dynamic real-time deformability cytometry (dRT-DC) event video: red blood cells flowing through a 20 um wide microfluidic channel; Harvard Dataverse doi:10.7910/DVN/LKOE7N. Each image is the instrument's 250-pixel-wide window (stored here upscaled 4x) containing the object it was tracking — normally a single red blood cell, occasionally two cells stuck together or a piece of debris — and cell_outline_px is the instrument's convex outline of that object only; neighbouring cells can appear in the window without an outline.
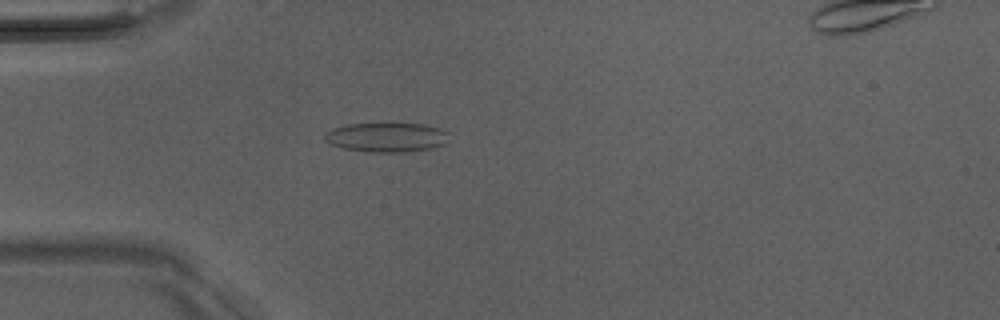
{"species": "Egyptian fruit bat (a non-hibernating species)", "species_latin": "Rousettus aegyptiacus", "temperature_condition": "room temperature", "stored_images_in_passage": 51, "segment_of_instrument_passage": [1, 2], "camera_frame_rate_fps": 3000, "um_per_image_px": 0.085, "animal": {"sex": "male"}, "frame": {"image": 1, "passage_image": 14, "time_ms": 4.333, "image_size_px": [1000, 320], "cell_outline_px": [[448, 132], [444, 144], [432, 148], [404, 152], [372, 152], [344, 148], [332, 144], [324, 140], [324, 132], [332, 128], [348, 124], [392, 120], [424, 124], [440, 128]], "centroid_in_image_um": [32.84, 11.6], "position_along_channel_um": 52.2, "area_um2": 22.2}}
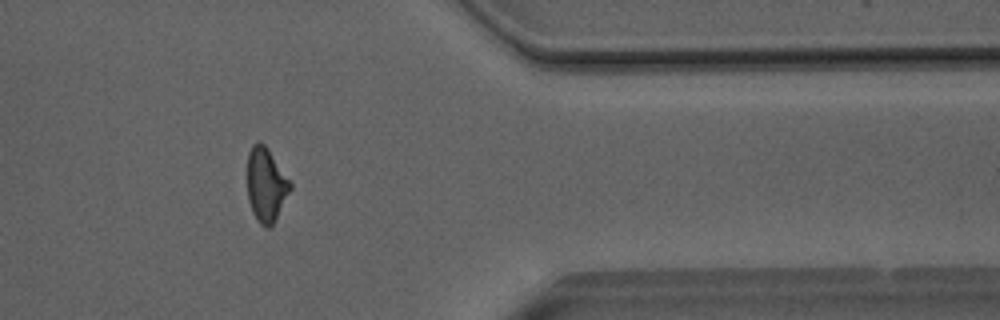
{"frame": {"image": 2, "passage_image": 41, "time_ms": 13.333, "image_size_px": [1000, 320], "cell_outline_px": [[292, 188], [272, 224], [268, 228], [264, 228], [256, 220], [252, 212], [248, 200], [248, 152], [252, 144], [264, 144], [268, 148], [292, 184]], "centroid_in_image_um": [22.61, 15.72], "position_along_channel_um": 388.8, "area_um2": 18.26}}
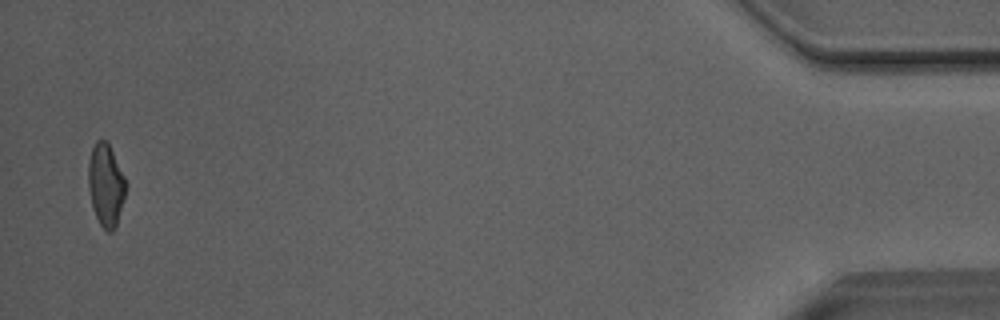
{"frame": {"image": 3, "passage_image": 49, "time_ms": 16.0, "image_size_px": [1000, 320], "cell_outline_px": [[124, 196], [116, 224], [112, 232], [108, 232], [100, 224], [92, 208], [88, 188], [88, 160], [92, 148], [96, 140], [104, 140], [108, 144], [124, 176]], "centroid_in_image_um": [8.95, 15.72], "position_along_channel_um": 426.3, "area_um2": 17.51}}